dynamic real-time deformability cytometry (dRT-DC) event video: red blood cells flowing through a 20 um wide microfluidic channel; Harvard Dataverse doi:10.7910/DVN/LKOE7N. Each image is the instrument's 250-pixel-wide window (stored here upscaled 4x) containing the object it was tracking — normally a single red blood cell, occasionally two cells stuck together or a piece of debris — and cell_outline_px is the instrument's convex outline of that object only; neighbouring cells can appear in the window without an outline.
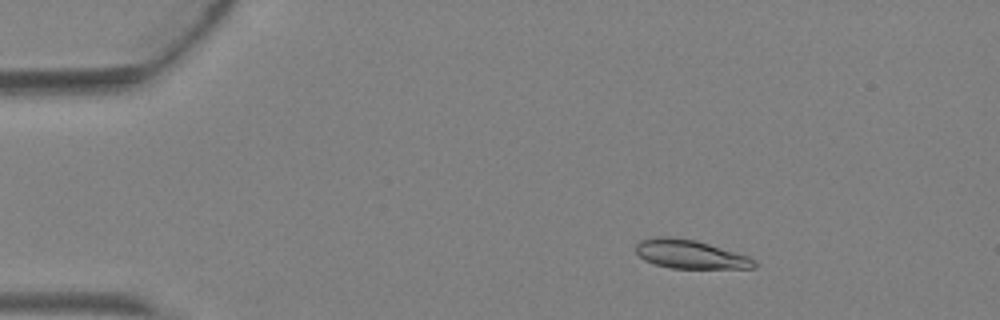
{"species": "Egyptian fruit bat (a non-hibernating species)", "species_latin": "Rousettus aegyptiacus", "temperature_condition": "warm", "stored_images_in_passage": 2, "camera_frame_rate_fps": 3000, "um_per_image_px": 0.085, "animal": {"sex": "female"}, "frame": {"image": 1, "passage_image": 1, "time_ms": 0.0, "image_size_px": [1000, 320], "cell_outline_px": [[760, 264], [756, 268], [668, 268], [644, 260], [636, 252], [636, 244], [640, 240], [656, 236], [668, 236], [696, 240], [748, 256], [756, 260]], "centroid_in_image_um": [58.68, 21.61], "position_along_channel_um": 26.3, "area_um2": 19.88}}
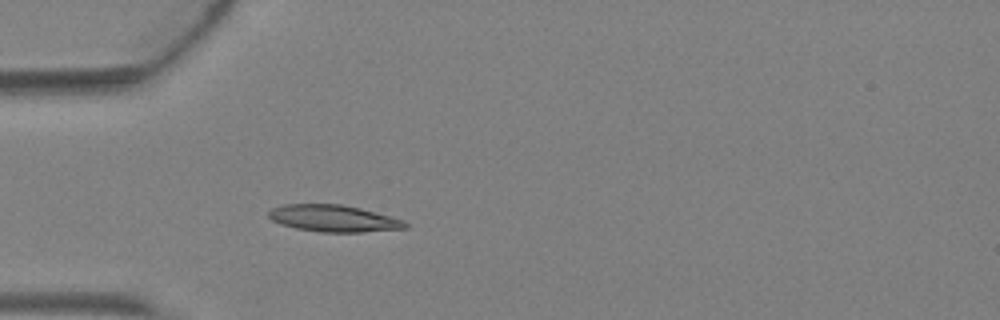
{"frame": {"image": 2, "passage_image": 2, "time_ms": 0.333, "image_size_px": [1000, 320], "cell_outline_px": [[408, 228], [360, 232], [320, 232], [296, 228], [272, 220], [268, 216], [268, 212], [272, 208], [284, 204], [344, 204], [360, 208], [404, 220], [408, 224]], "centroid_in_image_um": [28.37, 18.56], "position_along_channel_um": 56.6, "area_um2": 21.21}}